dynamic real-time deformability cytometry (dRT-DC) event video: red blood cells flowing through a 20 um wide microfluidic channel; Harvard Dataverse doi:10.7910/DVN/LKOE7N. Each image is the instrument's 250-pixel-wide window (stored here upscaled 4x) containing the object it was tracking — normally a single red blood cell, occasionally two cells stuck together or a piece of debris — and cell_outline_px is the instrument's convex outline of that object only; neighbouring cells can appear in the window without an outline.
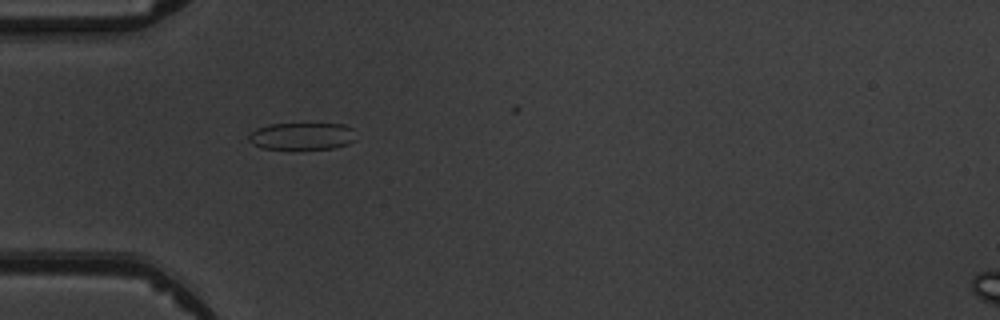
{"species": "common noctule bat (a hibernating species)", "species_latin": "Nyctalus noctula", "temperature_condition": "warm", "stored_images_in_passage": 2, "camera_frame_rate_fps": 3000, "um_per_image_px": 0.085, "animal": {"sex": "male", "body_mass_g": 19.5, "forearm_length_mm": 54.6}, "frame": {"image": 1, "passage_image": 2, "time_ms": 1.333, "image_size_px": [1000, 320], "cell_outline_px": [[356, 140], [348, 144], [336, 148], [264, 148], [252, 144], [248, 140], [248, 136], [256, 128], [268, 124], [344, 124], [352, 128]], "centroid_in_image_um": [25.68, 11.56], "position_along_channel_um": 59.3, "area_um2": 16.82}}